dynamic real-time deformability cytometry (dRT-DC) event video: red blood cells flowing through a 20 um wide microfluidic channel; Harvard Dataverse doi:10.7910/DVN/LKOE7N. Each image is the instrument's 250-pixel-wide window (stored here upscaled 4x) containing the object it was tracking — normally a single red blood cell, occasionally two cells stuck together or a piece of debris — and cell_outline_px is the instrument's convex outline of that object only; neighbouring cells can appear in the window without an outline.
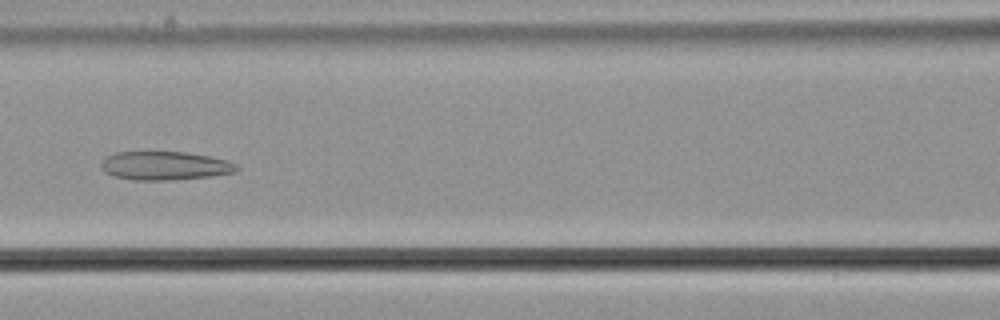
{"species": "common noctule bat (a hibernating species)", "species_latin": "Nyctalus noctula", "temperature_condition": "cold", "stored_images_in_passage": 55, "camera_frame_rate_fps": 3000, "um_per_image_px": 0.085, "animal": {"sex": "male", "body_mass_g": 21.5, "forearm_length_mm": 52.0}, "frame": {"image": 1, "passage_image": 24, "time_ms": 7.667, "image_size_px": [1000, 320], "cell_outline_px": [[240, 168], [236, 172], [212, 176], [168, 180], [132, 180], [112, 176], [104, 172], [100, 164], [108, 156], [116, 152], [184, 152], [208, 156], [228, 160], [236, 164]], "centroid_in_image_um": [14.02, 14.09], "position_along_channel_um": 152.6, "area_um2": 22.6}}
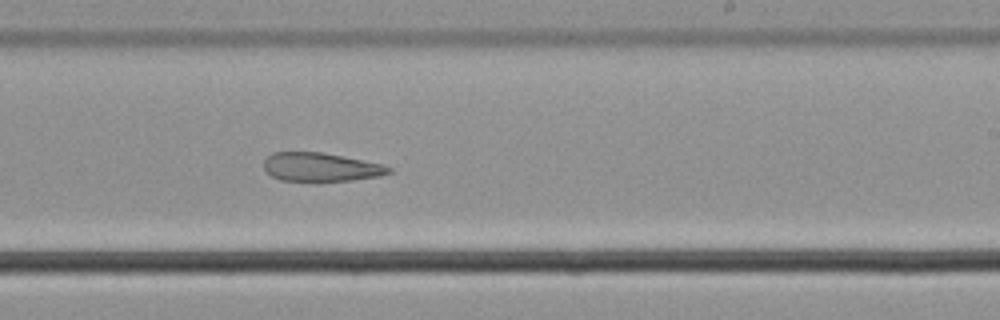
{"frame": {"image": 2, "passage_image": 33, "time_ms": 10.667, "image_size_px": [1000, 320], "cell_outline_px": [[392, 172], [380, 176], [352, 180], [280, 180], [272, 176], [264, 168], [264, 160], [272, 152], [320, 152], [380, 164], [392, 168]], "centroid_in_image_um": [27.24, 14.19], "position_along_channel_um": 261.8, "area_um2": 20.35}}
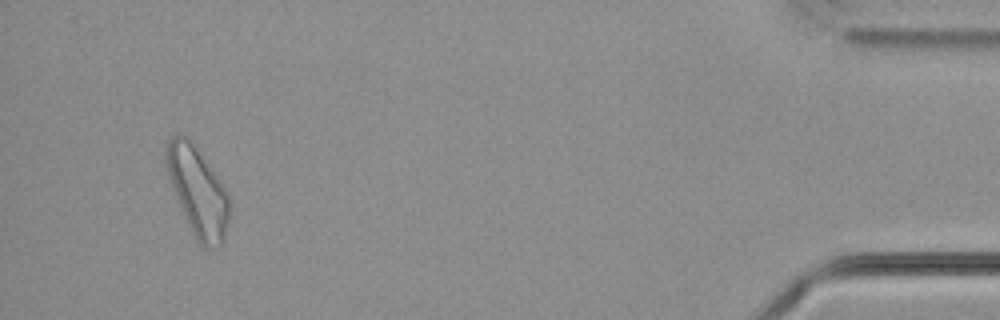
{"frame": {"image": 3, "passage_image": 52, "time_ms": 17.0, "image_size_px": [1000, 320], "cell_outline_px": [[228, 224], [224, 236], [220, 244], [216, 248], [204, 248], [196, 240], [188, 228], [168, 176], [164, 160], [164, 152], [168, 140], [176, 132], [184, 136], [192, 144], [212, 172], [228, 196]], "centroid_in_image_um": [16.73, 16.33], "position_along_channel_um": 418.5, "area_um2": 31.85}}